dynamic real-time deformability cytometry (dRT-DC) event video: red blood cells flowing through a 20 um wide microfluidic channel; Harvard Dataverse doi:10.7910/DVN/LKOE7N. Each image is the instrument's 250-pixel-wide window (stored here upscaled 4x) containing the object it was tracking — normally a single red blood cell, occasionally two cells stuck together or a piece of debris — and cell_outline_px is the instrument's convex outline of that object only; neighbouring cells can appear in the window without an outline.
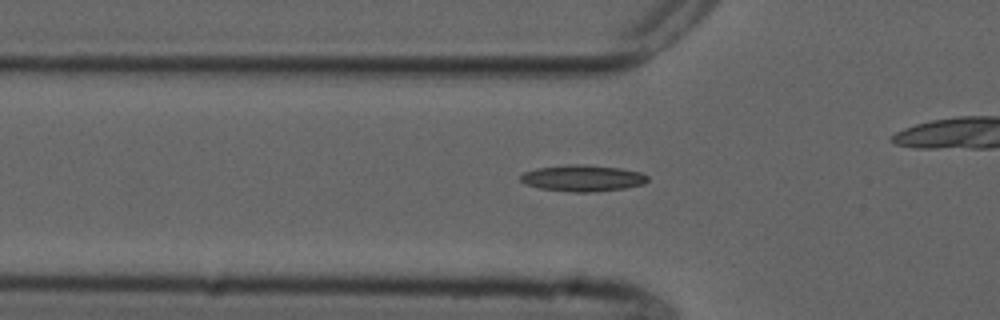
{"species": "common noctule bat (a hibernating species)", "species_latin": "Nyctalus noctula", "temperature_condition": "cold", "stored_images_in_passage": 44, "camera_frame_rate_fps": 3000, "um_per_image_px": 0.085, "animal": {"sex": "male", "forearm_length_mm": 52.5}, "frame": {"image": 1, "passage_image": 18, "time_ms": 5.667, "image_size_px": [1000, 320], "cell_outline_px": [[648, 180], [644, 184], [624, 188], [592, 192], [572, 192], [540, 188], [524, 184], [520, 180], [520, 176], [524, 172], [536, 168], [568, 164], [584, 164], [620, 168], [640, 172], [648, 176]], "centroid_in_image_um": [49.51, 15.14], "position_along_channel_um": 76.3, "area_um2": 19.59}}
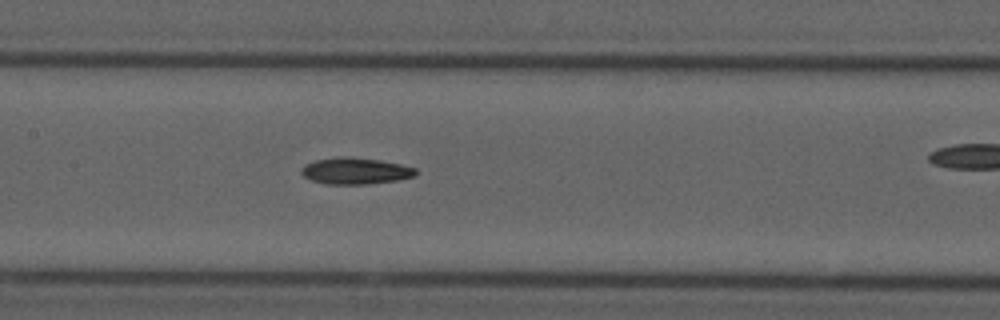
{"frame": {"image": 2, "passage_image": 26, "time_ms": 8.333, "image_size_px": [1000, 320], "cell_outline_px": [[416, 176], [400, 180], [364, 184], [324, 184], [312, 180], [304, 176], [300, 172], [300, 168], [304, 164], [316, 160], [340, 156], [348, 156], [380, 160], [400, 164], [416, 168]], "centroid_in_image_um": [30.2, 14.52], "position_along_channel_um": 177.2, "area_um2": 17.8}}
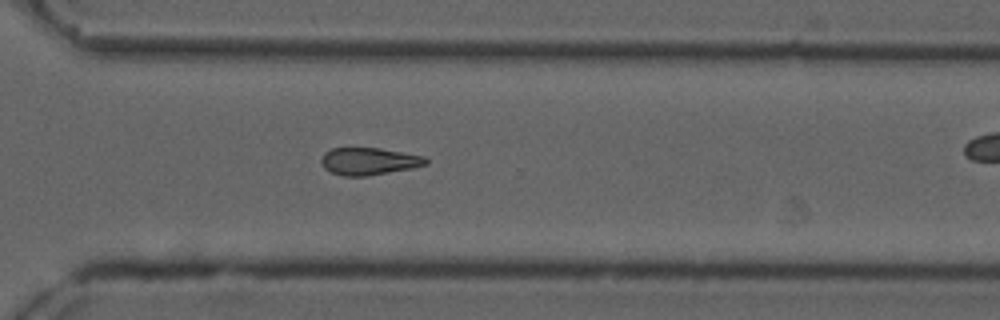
{"frame": {"image": 3, "passage_image": 39, "time_ms": 12.667, "image_size_px": [1000, 320], "cell_outline_px": [[428, 164], [412, 168], [368, 176], [344, 176], [332, 172], [324, 168], [320, 160], [324, 152], [332, 148], [380, 148], [424, 156], [428, 160]], "centroid_in_image_um": [31.36, 13.71], "position_along_channel_um": 339.2, "area_um2": 16.65}}